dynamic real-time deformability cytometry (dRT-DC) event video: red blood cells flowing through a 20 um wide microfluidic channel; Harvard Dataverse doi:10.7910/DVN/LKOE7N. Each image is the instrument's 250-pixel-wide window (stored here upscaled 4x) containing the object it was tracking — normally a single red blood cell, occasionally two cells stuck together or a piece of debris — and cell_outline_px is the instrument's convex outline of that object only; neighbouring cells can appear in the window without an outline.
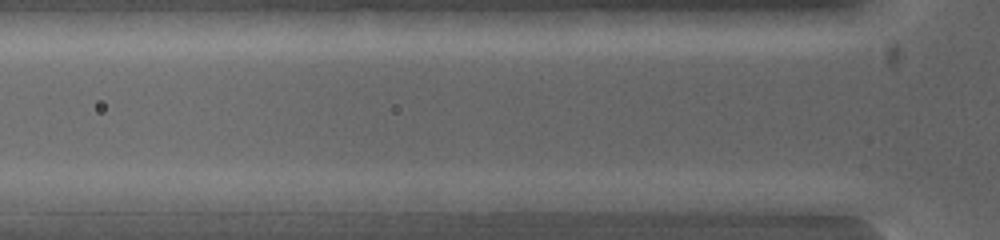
{"species": "common noctule bat (a hibernating species)", "species_latin": "Nyctalus noctula", "temperature_condition": "warm", "stored_images_in_passage": 3, "camera_frame_rate_fps": 5000, "um_per_image_px": 0.085, "animal": {"sex": "female", "body_mass_g": 19.0, "forearm_length_mm": 53.3}, "frame": {"image": 1, "passage_image": 3, "time_ms": 0.6, "image_size_px": [1000, 240], "cell_outline_px": [[604, 200], [552, 212], [504, 212], [492, 200], [560, 192], [600, 192]], "centroid_in_image_um": [46.57, 17.16], "position_along_channel_um": 79.2, "area_um2": 11.33}}